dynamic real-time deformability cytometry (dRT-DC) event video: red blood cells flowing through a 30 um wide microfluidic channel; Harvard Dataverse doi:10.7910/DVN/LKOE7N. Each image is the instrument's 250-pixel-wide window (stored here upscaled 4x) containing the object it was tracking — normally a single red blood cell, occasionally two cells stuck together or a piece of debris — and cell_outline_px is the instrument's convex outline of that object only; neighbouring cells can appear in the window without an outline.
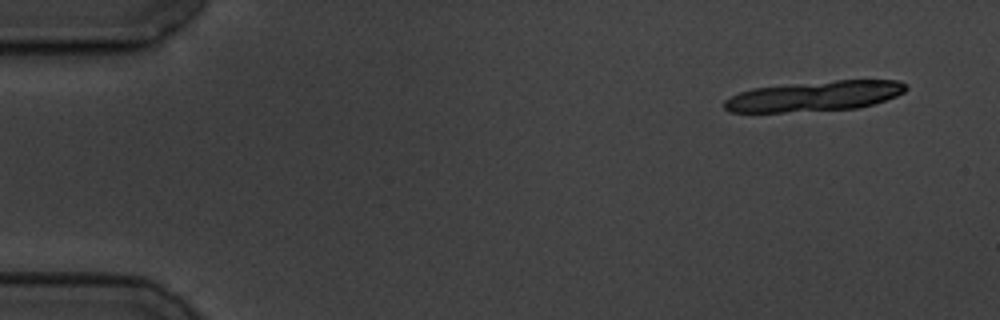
{"species": "common noctule bat (a hibernating species)", "species_latin": "Nyctalus noctula", "temperature_condition": "cold", "stored_images_in_passage": 20, "camera_frame_rate_fps": 3000, "um_per_image_px": 0.085, "animal": {"sex": "male", "body_mass_g": 19.5, "forearm_length_mm": 54.6}, "frame": {"image": 1, "passage_image": 4, "time_ms": 1.0, "image_size_px": [1000, 320], "cell_outline_px": [[908, 88], [904, 92], [896, 96], [872, 104], [856, 108], [784, 112], [728, 112], [724, 108], [724, 100], [740, 92], [752, 88], [788, 84], [836, 80], [900, 80], [908, 84]], "centroid_in_image_um": [69.24, 8.16], "position_along_channel_um": 15.8, "area_um2": 31.91}}